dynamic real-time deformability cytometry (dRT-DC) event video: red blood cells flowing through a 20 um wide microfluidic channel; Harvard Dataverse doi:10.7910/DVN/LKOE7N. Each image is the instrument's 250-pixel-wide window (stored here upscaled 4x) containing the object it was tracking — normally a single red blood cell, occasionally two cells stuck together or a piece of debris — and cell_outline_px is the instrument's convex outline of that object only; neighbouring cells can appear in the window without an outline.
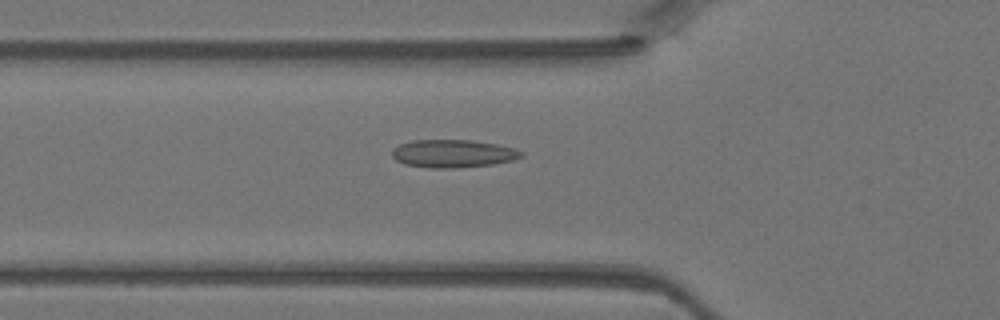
{"species": "Egyptian fruit bat (a non-hibernating species)", "species_latin": "Rousettus aegyptiacus", "temperature_condition": "warm", "stored_images_in_passage": 45, "camera_frame_rate_fps": 3000, "um_per_image_px": 0.085, "animal": {"sex": "female"}, "frame": {"image": 1, "passage_image": 16, "time_ms": 5.0, "image_size_px": [1000, 320], "cell_outline_px": [[524, 156], [512, 160], [492, 164], [456, 168], [432, 168], [404, 164], [396, 160], [392, 156], [392, 148], [400, 144], [416, 140], [472, 140], [496, 144], [512, 148], [524, 152]], "centroid_in_image_um": [38.49, 13.05], "position_along_channel_um": 87.3, "area_um2": 20.92}}
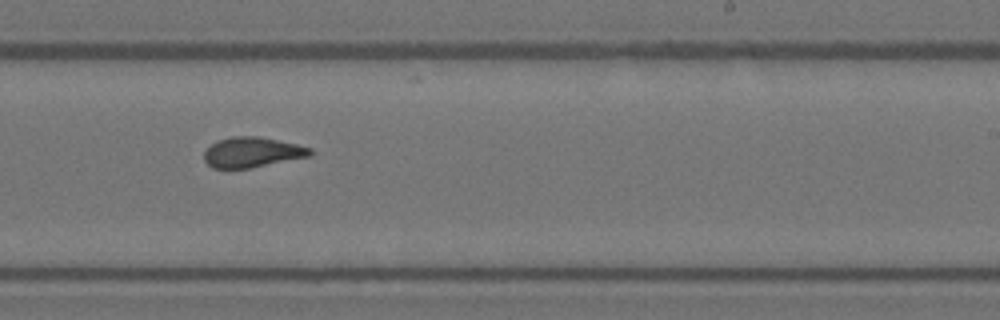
{"frame": {"image": 2, "passage_image": 28, "time_ms": 9.0, "image_size_px": [1000, 320], "cell_outline_px": [[312, 156], [248, 168], [212, 168], [204, 160], [204, 152], [216, 140], [232, 136], [256, 136], [296, 144], [312, 148]], "centroid_in_image_um": [21.43, 12.94], "position_along_channel_um": 267.6, "area_um2": 18.55}}
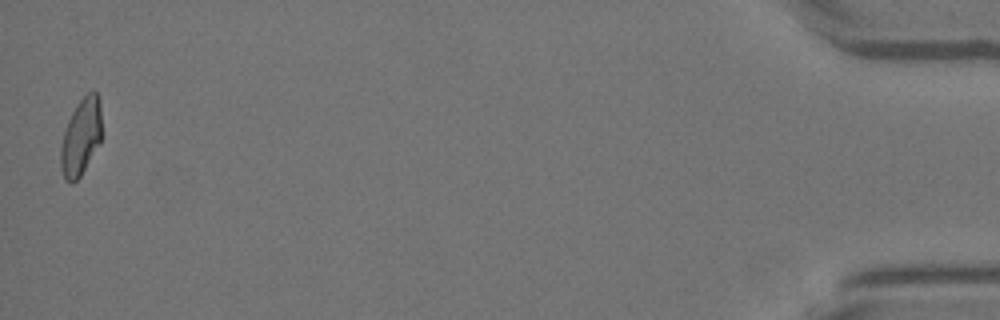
{"frame": {"image": 3, "passage_image": 45, "time_ms": 14.667, "image_size_px": [1000, 320], "cell_outline_px": [[104, 136], [100, 144], [80, 176], [72, 184], [64, 180], [60, 168], [60, 148], [64, 132], [68, 120], [76, 104], [88, 92], [96, 92], [100, 104]], "centroid_in_image_um": [6.9, 11.66], "position_along_channel_um": 428.3, "area_um2": 18.84}}